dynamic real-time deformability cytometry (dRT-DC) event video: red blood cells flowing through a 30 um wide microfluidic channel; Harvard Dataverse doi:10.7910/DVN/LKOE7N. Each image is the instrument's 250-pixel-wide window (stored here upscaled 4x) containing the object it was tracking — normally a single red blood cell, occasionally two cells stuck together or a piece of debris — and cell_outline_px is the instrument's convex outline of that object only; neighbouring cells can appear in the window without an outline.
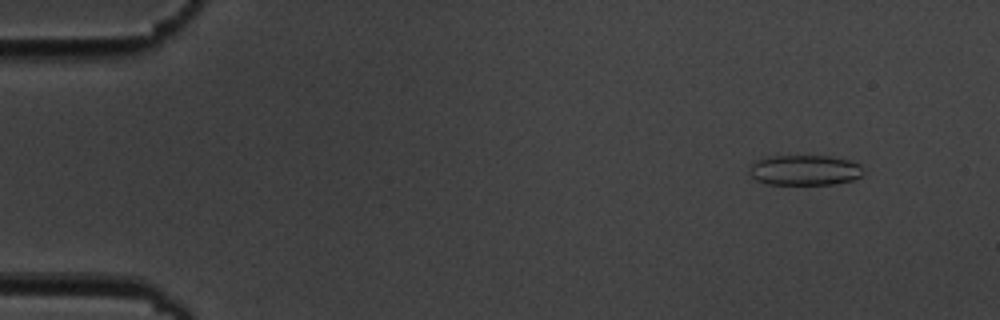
{"species": "common noctule bat (a hibernating species)", "species_latin": "Nyctalus noctula", "temperature_condition": "cold", "stored_images_in_passage": 7, "camera_frame_rate_fps": 3000, "um_per_image_px": 0.085, "animal": {"sex": "male", "body_mass_g": 19.5, "forearm_length_mm": 54.6}, "frame": {"image": 1, "passage_image": 2, "time_ms": 1.333, "image_size_px": [1000, 320], "cell_outline_px": [[864, 172], [860, 176], [852, 180], [836, 184], [768, 184], [756, 180], [748, 172], [748, 168], [752, 160], [764, 156], [832, 156], [848, 160], [860, 164]], "centroid_in_image_um": [68.34, 14.45], "position_along_channel_um": 16.7, "area_um2": 20.46}}
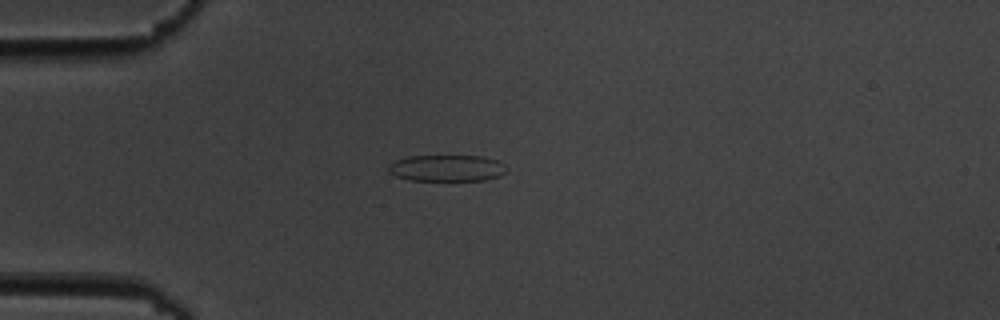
{"frame": {"image": 2, "passage_image": 5, "time_ms": 4.667, "image_size_px": [1000, 320], "cell_outline_px": [[508, 172], [500, 176], [484, 180], [408, 180], [396, 176], [388, 172], [388, 164], [396, 160], [408, 156], [480, 156], [496, 160], [504, 164], [508, 168]], "centroid_in_image_um": [37.99, 14.29], "position_along_channel_um": 47.0, "area_um2": 18.32}}
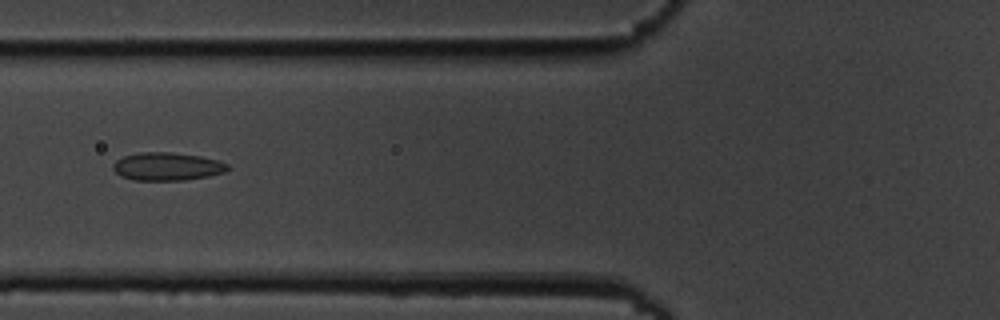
{"frame": {"image": 3, "passage_image": 7, "time_ms": 7.0, "image_size_px": [1000, 320], "cell_outline_px": [[232, 168], [224, 172], [208, 176], [184, 180], [132, 180], [120, 176], [112, 168], [112, 164], [116, 160], [124, 156], [140, 152], [172, 152], [200, 156], [216, 160], [228, 164]], "centroid_in_image_um": [14.19, 14.15], "position_along_channel_um": 111.6, "area_um2": 18.79}}